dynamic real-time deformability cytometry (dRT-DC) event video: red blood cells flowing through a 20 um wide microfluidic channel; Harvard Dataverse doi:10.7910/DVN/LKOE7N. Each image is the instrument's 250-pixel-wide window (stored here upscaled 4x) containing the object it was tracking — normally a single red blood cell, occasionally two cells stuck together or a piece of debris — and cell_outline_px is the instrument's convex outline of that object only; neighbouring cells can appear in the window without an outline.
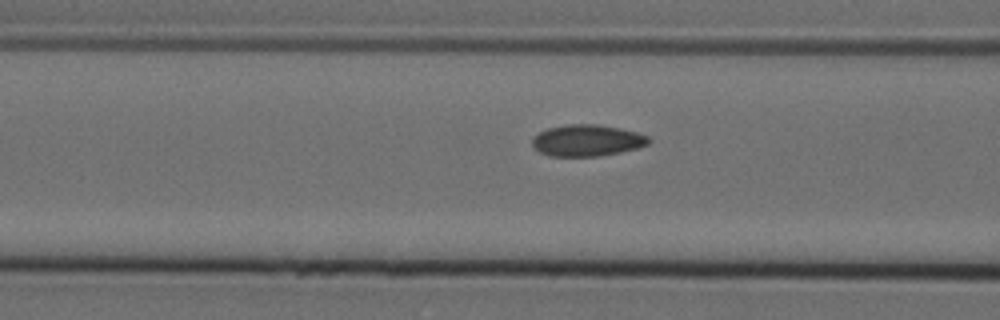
{"species": "Egyptian fruit bat (a non-hibernating species)", "species_latin": "Rousettus aegyptiacus", "temperature_condition": "cold", "stored_images_in_passage": 39, "camera_frame_rate_fps": 3000, "um_per_image_px": 0.085, "animal": {"sex": "female"}, "frame": {"image": 1, "passage_image": 10, "time_ms": 3.0, "image_size_px": [1000, 320], "cell_outline_px": [[652, 140], [648, 144], [636, 148], [620, 152], [596, 156], [548, 156], [532, 148], [532, 136], [548, 128], [564, 124], [596, 124], [620, 128], [636, 132], [648, 136]], "centroid_in_image_um": [49.86, 11.93], "position_along_channel_um": 116.7, "area_um2": 21.5}}
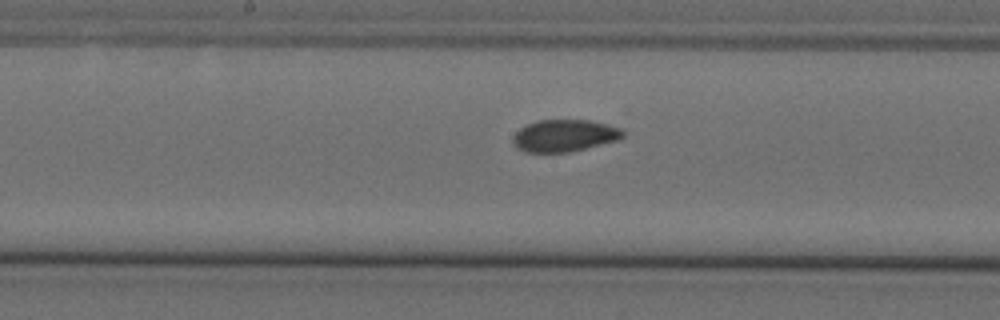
{"frame": {"image": 2, "passage_image": 17, "time_ms": 5.333, "image_size_px": [1000, 320], "cell_outline_px": [[628, 132], [620, 140], [568, 152], [524, 152], [516, 148], [512, 144], [512, 136], [520, 128], [536, 120], [588, 120], [608, 124], [624, 128]], "centroid_in_image_um": [48.01, 11.52], "position_along_channel_um": 200.2, "area_um2": 20.92}}
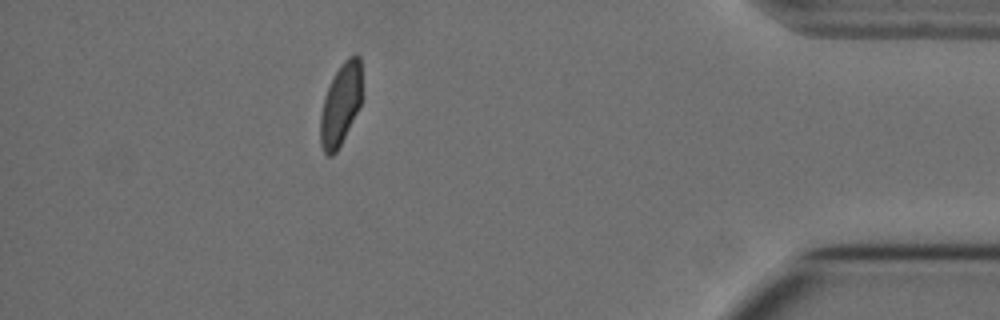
{"frame": {"image": 3, "passage_image": 38, "time_ms": 12.333, "image_size_px": [1000, 320], "cell_outline_px": [[360, 104], [336, 152], [332, 156], [328, 156], [324, 152], [320, 144], [320, 116], [324, 96], [340, 64], [348, 56], [356, 52], [360, 56]], "centroid_in_image_um": [28.92, 8.85], "position_along_channel_um": 406.3, "area_um2": 19.42}}